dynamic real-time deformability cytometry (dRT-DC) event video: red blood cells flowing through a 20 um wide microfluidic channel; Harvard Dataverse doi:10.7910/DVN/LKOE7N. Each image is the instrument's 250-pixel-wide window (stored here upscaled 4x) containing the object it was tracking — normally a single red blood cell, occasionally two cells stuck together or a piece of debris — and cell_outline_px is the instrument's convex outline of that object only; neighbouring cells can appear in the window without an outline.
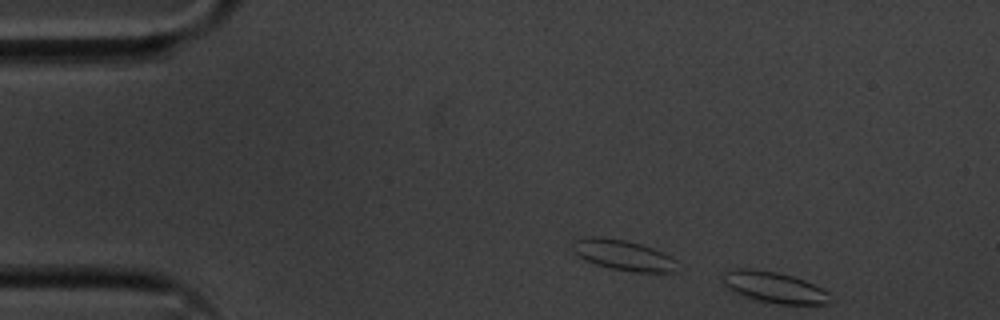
{"species": "common noctule bat (a hibernating species)", "species_latin": "Nyctalus noctula", "temperature_condition": "cold", "stored_images_in_passage": 4, "segment_of_instrument_passage": [2, 2], "camera_frame_rate_fps": 3000, "um_per_image_px": 0.085, "animal": {"sex": "male", "body_mass_g": 20.1, "forearm_length_mm": 53.5}, "frame": {"image": 1, "passage_image": 4, "time_ms": 1.0, "image_size_px": [1000, 320], "cell_outline_px": [[836, 300], [832, 304], [780, 304], [760, 300], [744, 296], [728, 288], [720, 280], [724, 272], [728, 268], [756, 268], [776, 272], [792, 276], [804, 280], [828, 292]], "centroid_in_image_um": [65.81, 24.41], "position_along_channel_um": 19.2, "area_um2": 19.71}}